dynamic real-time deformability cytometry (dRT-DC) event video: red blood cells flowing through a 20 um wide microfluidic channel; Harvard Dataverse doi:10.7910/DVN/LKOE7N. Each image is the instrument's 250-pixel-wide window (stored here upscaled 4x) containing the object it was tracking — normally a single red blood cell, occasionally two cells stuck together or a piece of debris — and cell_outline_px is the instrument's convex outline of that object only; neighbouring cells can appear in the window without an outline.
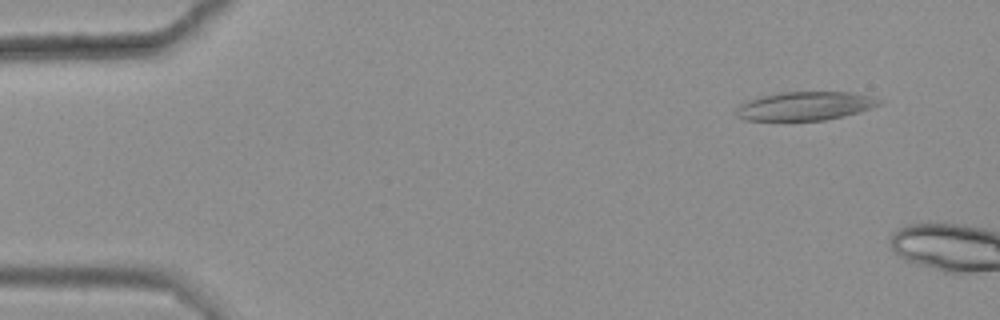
{"species": "common noctule bat (a hibernating species)", "species_latin": "Nyctalus noctula", "temperature_condition": "warm", "stored_images_in_passage": 3, "camera_frame_rate_fps": 3000, "um_per_image_px": 0.085, "animal": {"sex": "female", "body_mass_g": 25.1}, "frame": {"image": 1, "passage_image": 1, "time_ms": 0.0, "image_size_px": [1000, 320], "cell_outline_px": [[880, 104], [872, 108], [860, 112], [844, 116], [824, 120], [744, 120], [736, 116], [736, 112], [740, 104], [756, 96], [780, 92], [848, 92], [872, 96], [880, 100]], "centroid_in_image_um": [68.41, 9.0], "position_along_channel_um": 16.6, "area_um2": 23.93}}